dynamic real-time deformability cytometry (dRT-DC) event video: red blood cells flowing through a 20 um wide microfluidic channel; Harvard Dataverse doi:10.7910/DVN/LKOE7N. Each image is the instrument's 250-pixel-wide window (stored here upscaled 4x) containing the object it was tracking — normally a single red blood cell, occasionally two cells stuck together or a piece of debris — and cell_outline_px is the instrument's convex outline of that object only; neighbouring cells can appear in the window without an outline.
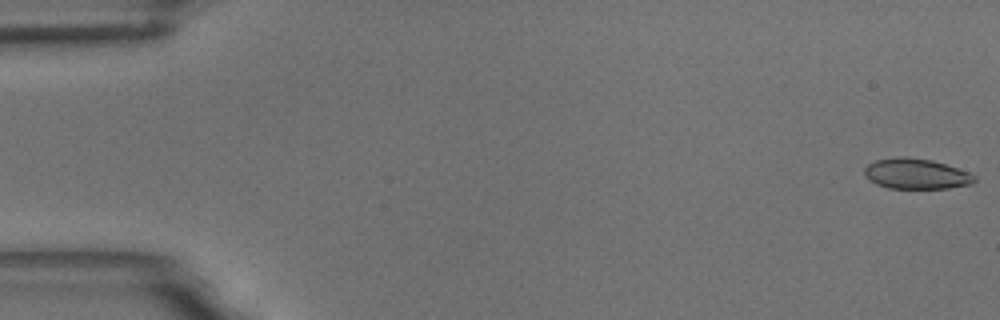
{"species": "common noctule bat (a hibernating species)", "species_latin": "Nyctalus noctula", "temperature_condition": "room temperature", "stored_images_in_passage": 59, "camera_frame_rate_fps": 3000, "um_per_image_px": 0.085, "animal": {"sex": "male", "body_mass_g": 18.8}, "frame": {"image": 1, "passage_image": 1, "time_ms": 0.0, "image_size_px": [1000, 320], "cell_outline_px": [[976, 180], [972, 184], [948, 188], [888, 188], [876, 184], [868, 180], [864, 176], [864, 168], [868, 164], [876, 160], [900, 156], [904, 156], [932, 160], [968, 172], [976, 176]], "centroid_in_image_um": [77.84, 14.77], "position_along_channel_um": 7.2, "area_um2": 19.54}}
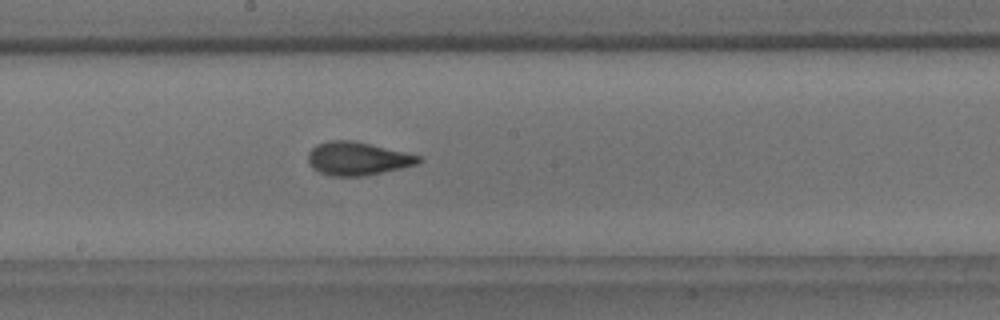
{"frame": {"image": 2, "passage_image": 32, "time_ms": 10.333, "image_size_px": [1000, 320], "cell_outline_px": [[424, 160], [416, 164], [400, 168], [360, 176], [332, 176], [320, 172], [312, 168], [308, 160], [308, 152], [316, 144], [328, 140], [352, 140], [404, 152], [420, 156]], "centroid_in_image_um": [30.35, 13.47], "position_along_channel_um": 217.9, "area_um2": 21.15}}
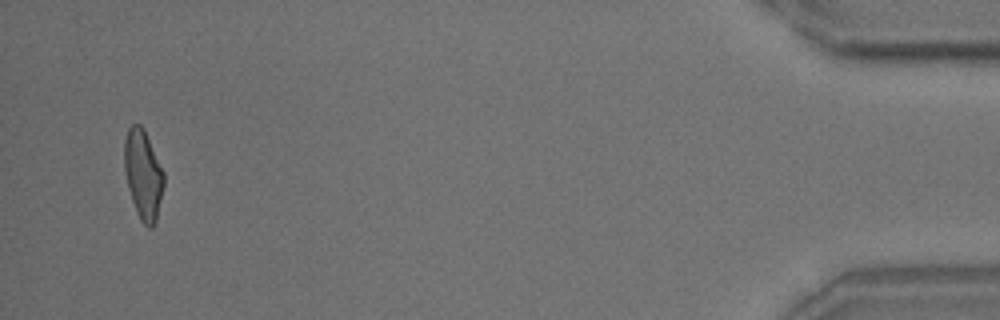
{"frame": {"image": 3, "passage_image": 57, "time_ms": 18.667, "image_size_px": [1000, 320], "cell_outline_px": [[164, 184], [156, 220], [152, 228], [148, 228], [140, 220], [136, 212], [128, 188], [124, 168], [124, 140], [128, 128], [132, 124], [140, 124], [144, 128], [164, 172]], "centroid_in_image_um": [12.16, 14.82], "position_along_channel_um": 423.0, "area_um2": 20.63}, "authors_computed_cell_mechanics": {"area_um2": 20.519, "velocity_mm_per_s": 3.4429, "shape_relaxation_time_tau1_ms": 6.5176, "shape_relaxation_time_tau2_ms": 0.9951, "deformation_change_tau1": 0.1813, "deformation_change_tau2": 0.0722}}